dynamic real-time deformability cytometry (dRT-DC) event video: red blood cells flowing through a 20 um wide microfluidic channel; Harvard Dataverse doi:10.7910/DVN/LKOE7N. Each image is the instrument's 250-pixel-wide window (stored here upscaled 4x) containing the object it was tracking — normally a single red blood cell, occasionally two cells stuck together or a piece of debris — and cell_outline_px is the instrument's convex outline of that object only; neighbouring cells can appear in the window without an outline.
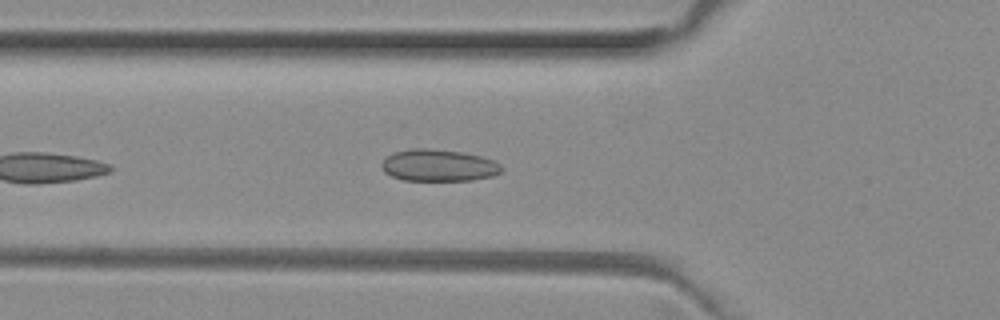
{"species": "common noctule bat (a hibernating species)", "species_latin": "Nyctalus noctula", "temperature_condition": "room temperature", "stored_images_in_passage": 38, "camera_frame_rate_fps": 3000, "um_per_image_px": 0.085, "animal": {"sex": "female", "body_mass_g": 29.2, "forearm_length_mm": 56.3}, "frame": {"image": 1, "passage_image": 6, "time_ms": 1.667, "image_size_px": [1000, 320], "cell_outline_px": [[504, 168], [500, 172], [492, 176], [472, 180], [404, 180], [392, 176], [384, 172], [380, 168], [380, 164], [392, 152], [412, 148], [428, 148], [460, 152], [480, 156], [492, 160], [500, 164]], "centroid_in_image_um": [37.25, 14.05], "position_along_channel_um": 88.6, "area_um2": 22.25}}
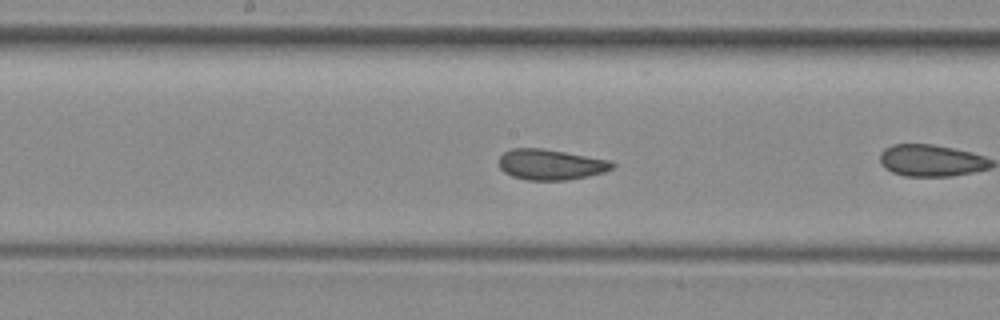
{"frame": {"image": 2, "passage_image": 12, "time_ms": 3.667, "image_size_px": [1000, 320], "cell_outline_px": [[616, 164], [612, 168], [604, 172], [588, 176], [568, 180], [528, 180], [512, 176], [504, 172], [500, 168], [500, 156], [504, 152], [512, 148], [540, 148], [612, 160]], "centroid_in_image_um": [46.83, 13.99], "position_along_channel_um": 201.4, "area_um2": 20.17}, "authors_computed_cell_mechanics": {"area_um2": 20.6057, "velocity_mm_per_s": 3.9693, "shape_relaxation_time_tau1_ms": null, "shape_relaxation_time_tau2_ms": 0.8733, "deformation_change_tau1": null, "deformation_change_tau2": 0.0768}}